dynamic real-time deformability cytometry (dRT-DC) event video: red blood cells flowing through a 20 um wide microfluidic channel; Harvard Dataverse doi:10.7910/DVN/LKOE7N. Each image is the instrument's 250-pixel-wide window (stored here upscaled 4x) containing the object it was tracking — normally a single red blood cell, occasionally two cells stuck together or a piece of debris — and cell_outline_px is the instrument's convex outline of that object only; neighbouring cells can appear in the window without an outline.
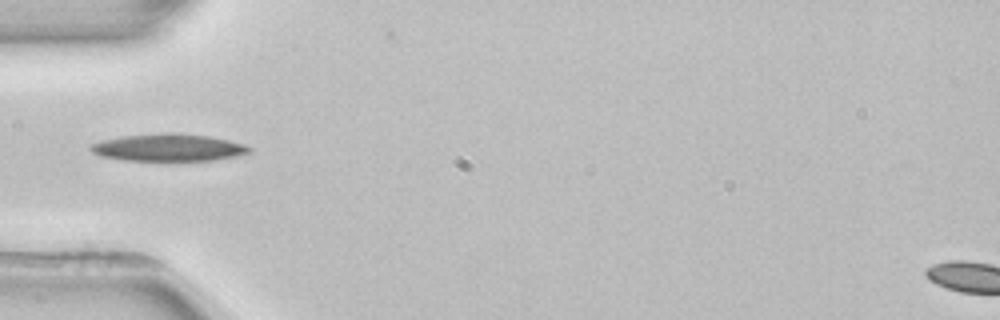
{"species": "common noctule bat (a hibernating species)", "species_latin": "Nyctalus noctula", "temperature_condition": "room temperature", "stored_images_in_passage": 3, "camera_frame_rate_fps": 3000, "um_per_image_px": 0.085, "animal": {"sex": "female", "body_mass_g": 22.7, "forearm_length_mm": 54.2}, "frame": {"image": 1, "passage_image": 1, "time_ms": 0.0, "image_size_px": [1000, 320], "cell_outline_px": [[252, 152], [236, 156], [216, 160], [124, 160], [100, 156], [92, 152], [88, 148], [92, 144], [104, 140], [120, 136], [164, 132], [180, 132], [208, 136], [228, 140], [244, 144], [252, 148]], "centroid_in_image_um": [14.33, 12.53], "position_along_channel_um": 70.7, "area_um2": 25.37}}